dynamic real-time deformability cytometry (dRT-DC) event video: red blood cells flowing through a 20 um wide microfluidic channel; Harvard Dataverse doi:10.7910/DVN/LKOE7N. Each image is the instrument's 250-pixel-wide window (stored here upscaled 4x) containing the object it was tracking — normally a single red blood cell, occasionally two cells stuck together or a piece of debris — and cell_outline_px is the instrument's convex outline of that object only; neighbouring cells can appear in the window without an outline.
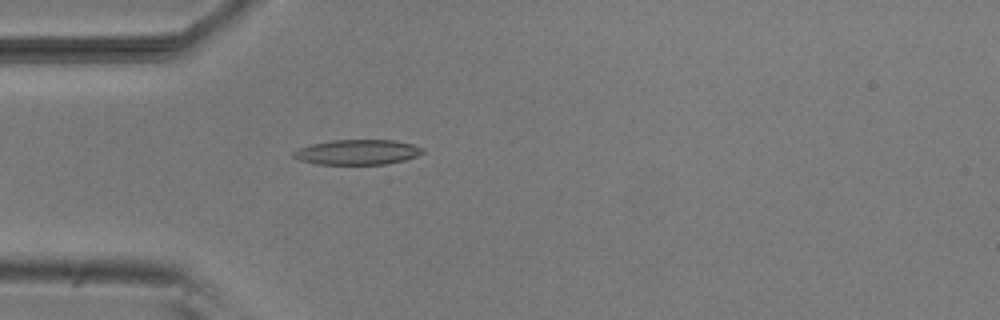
{"species": "common noctule bat (a hibernating species)", "species_latin": "Nyctalus noctula", "temperature_condition": "room temperature", "stored_images_in_passage": 39, "camera_frame_rate_fps": 3000, "um_per_image_px": 0.085, "animal": {"sex": "male", "body_mass_g": 20.5, "forearm_length_mm": 52.5}, "frame": {"image": 1, "passage_image": 1, "time_ms": 0.0, "image_size_px": [1000, 320], "cell_outline_px": [[424, 152], [416, 156], [404, 160], [388, 164], [316, 164], [300, 160], [292, 156], [292, 152], [300, 148], [312, 144], [332, 140], [396, 140], [412, 144], [424, 148]], "centroid_in_image_um": [30.4, 12.93], "position_along_channel_um": 54.6, "area_um2": 18.84}}
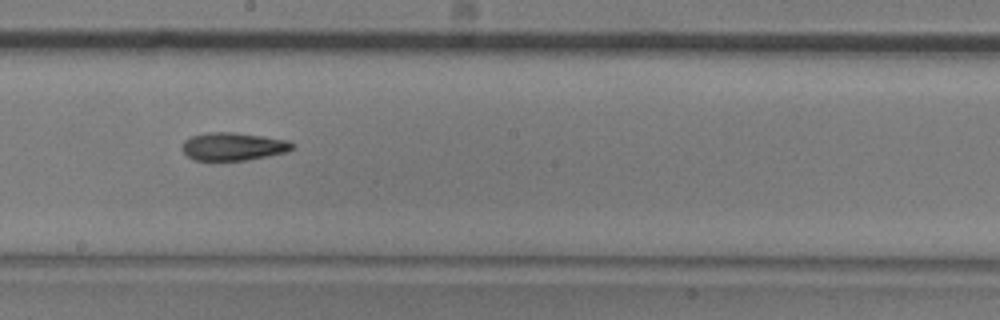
{"frame": {"image": 2, "passage_image": 15, "time_ms": 4.667, "image_size_px": [1000, 320], "cell_outline_px": [[296, 148], [288, 152], [244, 160], [212, 164], [196, 160], [188, 156], [180, 148], [184, 140], [192, 136], [204, 132], [236, 132], [264, 136], [288, 140], [296, 144]], "centroid_in_image_um": [19.8, 12.48], "position_along_channel_um": 228.4, "area_um2": 18.84}}
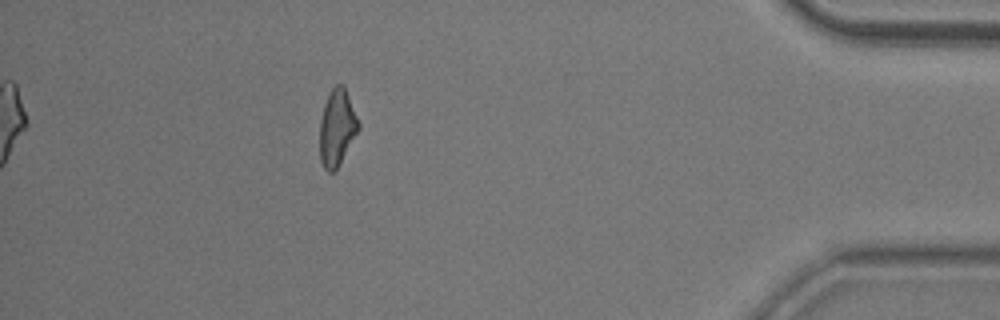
{"frame": {"image": 3, "passage_image": 33, "time_ms": 10.667, "image_size_px": [1000, 320], "cell_outline_px": [[360, 128], [336, 168], [332, 172], [328, 172], [324, 168], [320, 160], [320, 120], [324, 104], [328, 92], [336, 84], [344, 84], [360, 124]], "centroid_in_image_um": [28.64, 10.8], "position_along_channel_um": 406.6, "area_um2": 17.17}, "authors_computed_cell_mechanics": {"area_um2": 17.8602, "velocity_mm_per_s": 3.8222, "shape_relaxation_time_tau1_ms": 4.9218, "shape_relaxation_time_tau2_ms": null, "deformation_change_tau1": 0.152, "deformation_change_tau2": null}}